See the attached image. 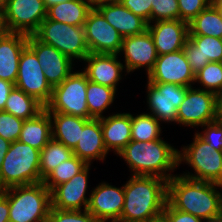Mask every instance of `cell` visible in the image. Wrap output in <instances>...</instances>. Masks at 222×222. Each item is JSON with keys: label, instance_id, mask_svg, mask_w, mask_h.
<instances>
[{"label": "cell", "instance_id": "836d02e7", "mask_svg": "<svg viewBox=\"0 0 222 222\" xmlns=\"http://www.w3.org/2000/svg\"><path fill=\"white\" fill-rule=\"evenodd\" d=\"M88 164L73 155L66 161H62L44 179L43 184L52 191L56 186L69 181L72 177L82 171Z\"/></svg>", "mask_w": 222, "mask_h": 222}, {"label": "cell", "instance_id": "db71d44e", "mask_svg": "<svg viewBox=\"0 0 222 222\" xmlns=\"http://www.w3.org/2000/svg\"><path fill=\"white\" fill-rule=\"evenodd\" d=\"M7 0H0V9L3 11Z\"/></svg>", "mask_w": 222, "mask_h": 222}, {"label": "cell", "instance_id": "bcb514c9", "mask_svg": "<svg viewBox=\"0 0 222 222\" xmlns=\"http://www.w3.org/2000/svg\"><path fill=\"white\" fill-rule=\"evenodd\" d=\"M10 145L11 142L5 140L0 136V169L2 166L3 159L6 156V153L9 150Z\"/></svg>", "mask_w": 222, "mask_h": 222}, {"label": "cell", "instance_id": "9c48e42d", "mask_svg": "<svg viewBox=\"0 0 222 222\" xmlns=\"http://www.w3.org/2000/svg\"><path fill=\"white\" fill-rule=\"evenodd\" d=\"M47 17L43 0H7L3 10L6 32L34 35Z\"/></svg>", "mask_w": 222, "mask_h": 222}, {"label": "cell", "instance_id": "44dd1931", "mask_svg": "<svg viewBox=\"0 0 222 222\" xmlns=\"http://www.w3.org/2000/svg\"><path fill=\"white\" fill-rule=\"evenodd\" d=\"M183 51L192 72L196 74L209 62H222V39L205 35H188Z\"/></svg>", "mask_w": 222, "mask_h": 222}, {"label": "cell", "instance_id": "5bb4252c", "mask_svg": "<svg viewBox=\"0 0 222 222\" xmlns=\"http://www.w3.org/2000/svg\"><path fill=\"white\" fill-rule=\"evenodd\" d=\"M147 78L149 83H172L186 87H192L195 83V74L183 49L159 55Z\"/></svg>", "mask_w": 222, "mask_h": 222}, {"label": "cell", "instance_id": "4316f807", "mask_svg": "<svg viewBox=\"0 0 222 222\" xmlns=\"http://www.w3.org/2000/svg\"><path fill=\"white\" fill-rule=\"evenodd\" d=\"M51 138V118L44 108L35 117L24 120L18 141L41 151Z\"/></svg>", "mask_w": 222, "mask_h": 222}, {"label": "cell", "instance_id": "f1b7e54d", "mask_svg": "<svg viewBox=\"0 0 222 222\" xmlns=\"http://www.w3.org/2000/svg\"><path fill=\"white\" fill-rule=\"evenodd\" d=\"M189 35L222 38V10L209 5L188 23Z\"/></svg>", "mask_w": 222, "mask_h": 222}, {"label": "cell", "instance_id": "f5cc1de1", "mask_svg": "<svg viewBox=\"0 0 222 222\" xmlns=\"http://www.w3.org/2000/svg\"><path fill=\"white\" fill-rule=\"evenodd\" d=\"M148 222H167V220H166L165 217L162 215V216H160V217H158V218H155V219H153V220H150V221H148Z\"/></svg>", "mask_w": 222, "mask_h": 222}, {"label": "cell", "instance_id": "7bdbcfd3", "mask_svg": "<svg viewBox=\"0 0 222 222\" xmlns=\"http://www.w3.org/2000/svg\"><path fill=\"white\" fill-rule=\"evenodd\" d=\"M14 87L15 84L0 79V110H4L7 98Z\"/></svg>", "mask_w": 222, "mask_h": 222}, {"label": "cell", "instance_id": "277c9868", "mask_svg": "<svg viewBox=\"0 0 222 222\" xmlns=\"http://www.w3.org/2000/svg\"><path fill=\"white\" fill-rule=\"evenodd\" d=\"M1 192L8 198L9 222H47L51 191L43 182L14 186Z\"/></svg>", "mask_w": 222, "mask_h": 222}, {"label": "cell", "instance_id": "2e32d148", "mask_svg": "<svg viewBox=\"0 0 222 222\" xmlns=\"http://www.w3.org/2000/svg\"><path fill=\"white\" fill-rule=\"evenodd\" d=\"M121 53H124V68L128 74L143 67L148 75L158 57L154 40L148 29L141 34L124 37Z\"/></svg>", "mask_w": 222, "mask_h": 222}, {"label": "cell", "instance_id": "d590c367", "mask_svg": "<svg viewBox=\"0 0 222 222\" xmlns=\"http://www.w3.org/2000/svg\"><path fill=\"white\" fill-rule=\"evenodd\" d=\"M83 211V212H82ZM47 222H102L86 210H60L51 207Z\"/></svg>", "mask_w": 222, "mask_h": 222}, {"label": "cell", "instance_id": "d6986e66", "mask_svg": "<svg viewBox=\"0 0 222 222\" xmlns=\"http://www.w3.org/2000/svg\"><path fill=\"white\" fill-rule=\"evenodd\" d=\"M152 24L148 23L147 29L152 35L158 56L184 48L189 35L188 22L177 19L157 21Z\"/></svg>", "mask_w": 222, "mask_h": 222}, {"label": "cell", "instance_id": "f35d334b", "mask_svg": "<svg viewBox=\"0 0 222 222\" xmlns=\"http://www.w3.org/2000/svg\"><path fill=\"white\" fill-rule=\"evenodd\" d=\"M179 19L190 22L210 5V0H178Z\"/></svg>", "mask_w": 222, "mask_h": 222}, {"label": "cell", "instance_id": "ac0fdd59", "mask_svg": "<svg viewBox=\"0 0 222 222\" xmlns=\"http://www.w3.org/2000/svg\"><path fill=\"white\" fill-rule=\"evenodd\" d=\"M92 190L87 210L102 222L119 220L124 206V185L118 188L102 182Z\"/></svg>", "mask_w": 222, "mask_h": 222}, {"label": "cell", "instance_id": "7402d4cb", "mask_svg": "<svg viewBox=\"0 0 222 222\" xmlns=\"http://www.w3.org/2000/svg\"><path fill=\"white\" fill-rule=\"evenodd\" d=\"M28 36L5 32L0 35V79L15 84L20 55L27 46Z\"/></svg>", "mask_w": 222, "mask_h": 222}, {"label": "cell", "instance_id": "484cf974", "mask_svg": "<svg viewBox=\"0 0 222 222\" xmlns=\"http://www.w3.org/2000/svg\"><path fill=\"white\" fill-rule=\"evenodd\" d=\"M52 123V138L73 150L77 145L81 129L90 120L60 112H48Z\"/></svg>", "mask_w": 222, "mask_h": 222}, {"label": "cell", "instance_id": "f907efd6", "mask_svg": "<svg viewBox=\"0 0 222 222\" xmlns=\"http://www.w3.org/2000/svg\"><path fill=\"white\" fill-rule=\"evenodd\" d=\"M6 32L4 23H3V11L0 9V35Z\"/></svg>", "mask_w": 222, "mask_h": 222}, {"label": "cell", "instance_id": "e0dca14e", "mask_svg": "<svg viewBox=\"0 0 222 222\" xmlns=\"http://www.w3.org/2000/svg\"><path fill=\"white\" fill-rule=\"evenodd\" d=\"M91 164L72 177L69 181L56 186L51 191V207L60 210H86L90 196L86 197ZM82 206V207H81Z\"/></svg>", "mask_w": 222, "mask_h": 222}, {"label": "cell", "instance_id": "83f0119b", "mask_svg": "<svg viewBox=\"0 0 222 222\" xmlns=\"http://www.w3.org/2000/svg\"><path fill=\"white\" fill-rule=\"evenodd\" d=\"M92 8L85 0H69L47 9V18L74 26H84Z\"/></svg>", "mask_w": 222, "mask_h": 222}, {"label": "cell", "instance_id": "6da1fadb", "mask_svg": "<svg viewBox=\"0 0 222 222\" xmlns=\"http://www.w3.org/2000/svg\"><path fill=\"white\" fill-rule=\"evenodd\" d=\"M222 187L208 181L174 175L167 181V202L174 208L203 220L222 214Z\"/></svg>", "mask_w": 222, "mask_h": 222}, {"label": "cell", "instance_id": "816d5d0a", "mask_svg": "<svg viewBox=\"0 0 222 222\" xmlns=\"http://www.w3.org/2000/svg\"><path fill=\"white\" fill-rule=\"evenodd\" d=\"M203 222H222V214L213 218L205 219Z\"/></svg>", "mask_w": 222, "mask_h": 222}, {"label": "cell", "instance_id": "681fc988", "mask_svg": "<svg viewBox=\"0 0 222 222\" xmlns=\"http://www.w3.org/2000/svg\"><path fill=\"white\" fill-rule=\"evenodd\" d=\"M210 5L214 8L222 10V0H210Z\"/></svg>", "mask_w": 222, "mask_h": 222}, {"label": "cell", "instance_id": "4fadbf2b", "mask_svg": "<svg viewBox=\"0 0 222 222\" xmlns=\"http://www.w3.org/2000/svg\"><path fill=\"white\" fill-rule=\"evenodd\" d=\"M84 30L90 53L120 55L123 37L97 8L89 11Z\"/></svg>", "mask_w": 222, "mask_h": 222}, {"label": "cell", "instance_id": "cb8c5ba5", "mask_svg": "<svg viewBox=\"0 0 222 222\" xmlns=\"http://www.w3.org/2000/svg\"><path fill=\"white\" fill-rule=\"evenodd\" d=\"M97 9L123 38L141 34L147 30L148 23L121 2L101 5Z\"/></svg>", "mask_w": 222, "mask_h": 222}, {"label": "cell", "instance_id": "30bf717a", "mask_svg": "<svg viewBox=\"0 0 222 222\" xmlns=\"http://www.w3.org/2000/svg\"><path fill=\"white\" fill-rule=\"evenodd\" d=\"M15 87L34 97L44 107L52 96V87L47 82L44 70L35 53L26 46L19 59L18 76Z\"/></svg>", "mask_w": 222, "mask_h": 222}, {"label": "cell", "instance_id": "e575fe53", "mask_svg": "<svg viewBox=\"0 0 222 222\" xmlns=\"http://www.w3.org/2000/svg\"><path fill=\"white\" fill-rule=\"evenodd\" d=\"M194 82L200 83L205 91L222 93V62H209L195 74Z\"/></svg>", "mask_w": 222, "mask_h": 222}, {"label": "cell", "instance_id": "4dcf8cb0", "mask_svg": "<svg viewBox=\"0 0 222 222\" xmlns=\"http://www.w3.org/2000/svg\"><path fill=\"white\" fill-rule=\"evenodd\" d=\"M116 92L109 86L91 82L87 78L86 99L89 119L103 118V112L113 103Z\"/></svg>", "mask_w": 222, "mask_h": 222}, {"label": "cell", "instance_id": "5b68a950", "mask_svg": "<svg viewBox=\"0 0 222 222\" xmlns=\"http://www.w3.org/2000/svg\"><path fill=\"white\" fill-rule=\"evenodd\" d=\"M40 182V150L19 141L12 142L0 169V191Z\"/></svg>", "mask_w": 222, "mask_h": 222}, {"label": "cell", "instance_id": "d4e9b609", "mask_svg": "<svg viewBox=\"0 0 222 222\" xmlns=\"http://www.w3.org/2000/svg\"><path fill=\"white\" fill-rule=\"evenodd\" d=\"M101 129L107 151L118 154L131 139V113H117L101 118Z\"/></svg>", "mask_w": 222, "mask_h": 222}, {"label": "cell", "instance_id": "d6a6232c", "mask_svg": "<svg viewBox=\"0 0 222 222\" xmlns=\"http://www.w3.org/2000/svg\"><path fill=\"white\" fill-rule=\"evenodd\" d=\"M160 122L149 112L136 116L131 114V139L148 142L161 139Z\"/></svg>", "mask_w": 222, "mask_h": 222}, {"label": "cell", "instance_id": "60d3db41", "mask_svg": "<svg viewBox=\"0 0 222 222\" xmlns=\"http://www.w3.org/2000/svg\"><path fill=\"white\" fill-rule=\"evenodd\" d=\"M120 2L135 15L151 23L152 0H120Z\"/></svg>", "mask_w": 222, "mask_h": 222}, {"label": "cell", "instance_id": "603a6c76", "mask_svg": "<svg viewBox=\"0 0 222 222\" xmlns=\"http://www.w3.org/2000/svg\"><path fill=\"white\" fill-rule=\"evenodd\" d=\"M72 151L73 155L84 160L87 164H91L92 160H105L109 152L103 140L101 118H92L84 125L81 129L80 139Z\"/></svg>", "mask_w": 222, "mask_h": 222}, {"label": "cell", "instance_id": "8fae6325", "mask_svg": "<svg viewBox=\"0 0 222 222\" xmlns=\"http://www.w3.org/2000/svg\"><path fill=\"white\" fill-rule=\"evenodd\" d=\"M216 94L203 88L188 87L177 111L176 124L195 127L215 121Z\"/></svg>", "mask_w": 222, "mask_h": 222}, {"label": "cell", "instance_id": "8d00e7d4", "mask_svg": "<svg viewBox=\"0 0 222 222\" xmlns=\"http://www.w3.org/2000/svg\"><path fill=\"white\" fill-rule=\"evenodd\" d=\"M151 23L179 19L178 0H152Z\"/></svg>", "mask_w": 222, "mask_h": 222}, {"label": "cell", "instance_id": "11a10c76", "mask_svg": "<svg viewBox=\"0 0 222 222\" xmlns=\"http://www.w3.org/2000/svg\"><path fill=\"white\" fill-rule=\"evenodd\" d=\"M220 187H222V163H221Z\"/></svg>", "mask_w": 222, "mask_h": 222}, {"label": "cell", "instance_id": "f6af8a7d", "mask_svg": "<svg viewBox=\"0 0 222 222\" xmlns=\"http://www.w3.org/2000/svg\"><path fill=\"white\" fill-rule=\"evenodd\" d=\"M215 122L222 125V93L216 96Z\"/></svg>", "mask_w": 222, "mask_h": 222}, {"label": "cell", "instance_id": "7c38bea8", "mask_svg": "<svg viewBox=\"0 0 222 222\" xmlns=\"http://www.w3.org/2000/svg\"><path fill=\"white\" fill-rule=\"evenodd\" d=\"M188 87L172 83H149L147 81V103L159 122L176 123L177 111L183 102Z\"/></svg>", "mask_w": 222, "mask_h": 222}, {"label": "cell", "instance_id": "c3c4849f", "mask_svg": "<svg viewBox=\"0 0 222 222\" xmlns=\"http://www.w3.org/2000/svg\"><path fill=\"white\" fill-rule=\"evenodd\" d=\"M43 1H44V4H45L46 8L48 9L53 5H56V4H59V3H62V2H66V1H69V0H43Z\"/></svg>", "mask_w": 222, "mask_h": 222}, {"label": "cell", "instance_id": "ffe728a7", "mask_svg": "<svg viewBox=\"0 0 222 222\" xmlns=\"http://www.w3.org/2000/svg\"><path fill=\"white\" fill-rule=\"evenodd\" d=\"M118 54L89 53L83 60L87 66L83 72L89 81L109 86L117 91V85L122 80L124 64L118 60Z\"/></svg>", "mask_w": 222, "mask_h": 222}, {"label": "cell", "instance_id": "ba28073f", "mask_svg": "<svg viewBox=\"0 0 222 222\" xmlns=\"http://www.w3.org/2000/svg\"><path fill=\"white\" fill-rule=\"evenodd\" d=\"M86 89L87 75L83 71H73L61 84L53 87L51 99L45 109L48 112L89 119Z\"/></svg>", "mask_w": 222, "mask_h": 222}, {"label": "cell", "instance_id": "9f6ffc18", "mask_svg": "<svg viewBox=\"0 0 222 222\" xmlns=\"http://www.w3.org/2000/svg\"><path fill=\"white\" fill-rule=\"evenodd\" d=\"M112 222H131V221H124V220L119 219V220H115V221H112Z\"/></svg>", "mask_w": 222, "mask_h": 222}, {"label": "cell", "instance_id": "9a60e30c", "mask_svg": "<svg viewBox=\"0 0 222 222\" xmlns=\"http://www.w3.org/2000/svg\"><path fill=\"white\" fill-rule=\"evenodd\" d=\"M27 46L35 53L52 88L61 84L73 72L74 64L70 58L55 47L42 43L34 35L28 36Z\"/></svg>", "mask_w": 222, "mask_h": 222}, {"label": "cell", "instance_id": "b9f144b4", "mask_svg": "<svg viewBox=\"0 0 222 222\" xmlns=\"http://www.w3.org/2000/svg\"><path fill=\"white\" fill-rule=\"evenodd\" d=\"M162 215L167 222H202L203 219L194 216L190 213H186L177 209H174L168 202H166Z\"/></svg>", "mask_w": 222, "mask_h": 222}, {"label": "cell", "instance_id": "ee69618b", "mask_svg": "<svg viewBox=\"0 0 222 222\" xmlns=\"http://www.w3.org/2000/svg\"><path fill=\"white\" fill-rule=\"evenodd\" d=\"M0 222H9L8 198L0 191Z\"/></svg>", "mask_w": 222, "mask_h": 222}, {"label": "cell", "instance_id": "1f68e13d", "mask_svg": "<svg viewBox=\"0 0 222 222\" xmlns=\"http://www.w3.org/2000/svg\"><path fill=\"white\" fill-rule=\"evenodd\" d=\"M73 156V151L61 142L51 138L40 151V175L43 179L59 165Z\"/></svg>", "mask_w": 222, "mask_h": 222}, {"label": "cell", "instance_id": "3957f363", "mask_svg": "<svg viewBox=\"0 0 222 222\" xmlns=\"http://www.w3.org/2000/svg\"><path fill=\"white\" fill-rule=\"evenodd\" d=\"M178 153L161 138L148 142L131 140L118 156L134 172L132 175L158 176L168 181L174 176L171 172L179 167Z\"/></svg>", "mask_w": 222, "mask_h": 222}, {"label": "cell", "instance_id": "f546056e", "mask_svg": "<svg viewBox=\"0 0 222 222\" xmlns=\"http://www.w3.org/2000/svg\"><path fill=\"white\" fill-rule=\"evenodd\" d=\"M44 108L34 97L14 87L7 98L3 111L23 120H28L35 117Z\"/></svg>", "mask_w": 222, "mask_h": 222}, {"label": "cell", "instance_id": "7dc6e473", "mask_svg": "<svg viewBox=\"0 0 222 222\" xmlns=\"http://www.w3.org/2000/svg\"><path fill=\"white\" fill-rule=\"evenodd\" d=\"M91 8H98L101 5L120 2V0H85Z\"/></svg>", "mask_w": 222, "mask_h": 222}, {"label": "cell", "instance_id": "74e56055", "mask_svg": "<svg viewBox=\"0 0 222 222\" xmlns=\"http://www.w3.org/2000/svg\"><path fill=\"white\" fill-rule=\"evenodd\" d=\"M24 120L0 110V136L9 142L18 141Z\"/></svg>", "mask_w": 222, "mask_h": 222}, {"label": "cell", "instance_id": "52a82bcc", "mask_svg": "<svg viewBox=\"0 0 222 222\" xmlns=\"http://www.w3.org/2000/svg\"><path fill=\"white\" fill-rule=\"evenodd\" d=\"M178 162L179 165L185 162L195 171V174L190 172L182 174L183 177L213 182L220 186L222 151L212 148L197 134V131L194 134L193 142L183 146L179 151Z\"/></svg>", "mask_w": 222, "mask_h": 222}, {"label": "cell", "instance_id": "8992f818", "mask_svg": "<svg viewBox=\"0 0 222 222\" xmlns=\"http://www.w3.org/2000/svg\"><path fill=\"white\" fill-rule=\"evenodd\" d=\"M34 36L42 43L55 47L73 62L75 59L83 61L90 53L84 26L52 21L46 17Z\"/></svg>", "mask_w": 222, "mask_h": 222}, {"label": "cell", "instance_id": "7a4b0ae2", "mask_svg": "<svg viewBox=\"0 0 222 222\" xmlns=\"http://www.w3.org/2000/svg\"><path fill=\"white\" fill-rule=\"evenodd\" d=\"M167 202V180L158 176L132 175L124 185L121 220L148 222L162 216Z\"/></svg>", "mask_w": 222, "mask_h": 222}, {"label": "cell", "instance_id": "ab89813d", "mask_svg": "<svg viewBox=\"0 0 222 222\" xmlns=\"http://www.w3.org/2000/svg\"><path fill=\"white\" fill-rule=\"evenodd\" d=\"M202 127L205 128L203 133L197 132V134L216 151H222V125L214 121Z\"/></svg>", "mask_w": 222, "mask_h": 222}]
</instances>
